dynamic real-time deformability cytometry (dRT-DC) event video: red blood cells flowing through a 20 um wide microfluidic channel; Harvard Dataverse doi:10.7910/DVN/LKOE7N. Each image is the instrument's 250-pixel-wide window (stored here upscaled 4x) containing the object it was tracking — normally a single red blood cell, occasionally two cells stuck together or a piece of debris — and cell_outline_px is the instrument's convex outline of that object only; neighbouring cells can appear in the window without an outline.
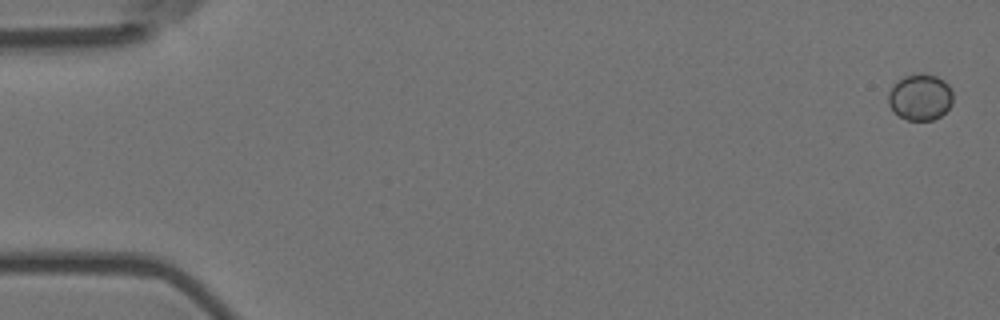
{"species": "Egyptian fruit bat (a non-hibernating species)", "species_latin": "Rousettus aegyptiacus", "temperature_condition": "room temperature", "stored_images_in_passage": 5, "camera_frame_rate_fps": 3000, "um_per_image_px": 0.085, "animal": {"sex": "female"}, "frame": {"image": 1, "passage_image": 1, "time_ms": 0.0, "image_size_px": [1000, 320], "cell_outline_px": [[952, 104], [940, 116], [932, 120], [908, 120], [900, 116], [888, 104], [888, 92], [892, 84], [904, 76], [920, 72], [924, 72], [936, 76], [944, 80], [952, 88]], "centroid_in_image_um": [78.22, 8.22], "position_along_channel_um": 6.8, "area_um2": 17.63}}
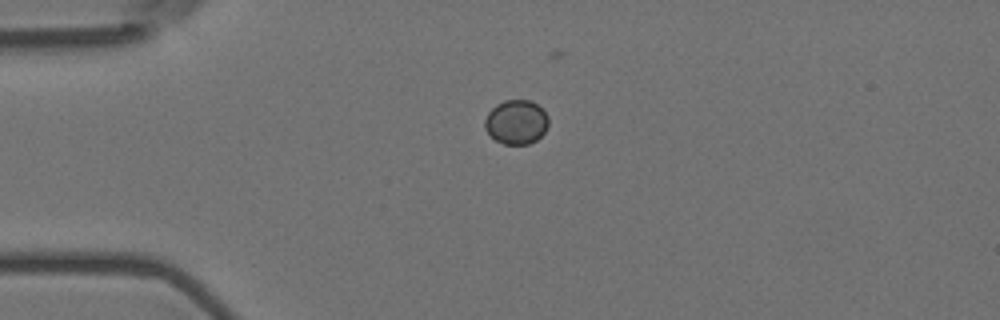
{"frame": {"image": 2, "passage_image": 4, "time_ms": 1.0, "image_size_px": [1000, 320], "cell_outline_px": [[548, 128], [536, 140], [528, 144], [504, 144], [496, 140], [484, 128], [484, 120], [488, 112], [496, 104], [504, 100], [528, 100], [536, 104], [548, 116]], "centroid_in_image_um": [43.87, 10.37], "position_along_channel_um": 41.1, "area_um2": 16.36}}